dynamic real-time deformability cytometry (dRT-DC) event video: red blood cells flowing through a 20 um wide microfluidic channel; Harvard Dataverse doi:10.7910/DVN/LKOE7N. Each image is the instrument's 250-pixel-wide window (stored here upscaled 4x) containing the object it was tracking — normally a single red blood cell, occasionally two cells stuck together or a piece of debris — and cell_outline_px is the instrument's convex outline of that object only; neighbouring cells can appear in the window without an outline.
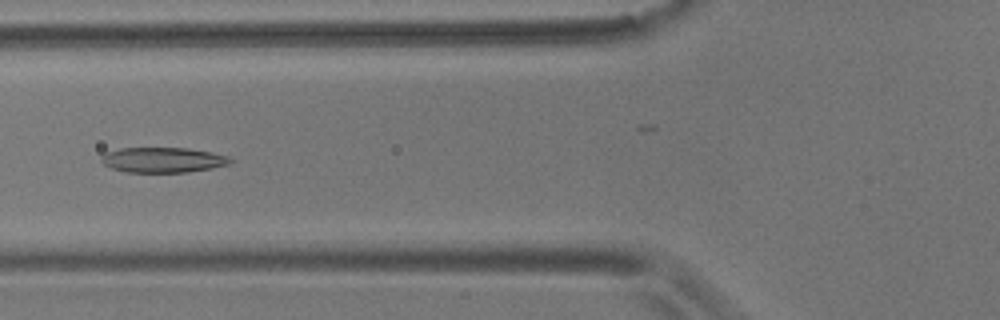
{"species": "common noctule bat (a hibernating species)", "species_latin": "Nyctalus noctula", "temperature_condition": "room temperature", "stored_images_in_passage": 56, "camera_frame_rate_fps": 3000, "um_per_image_px": 0.085, "animal": {"sex": "male", "body_mass_g": 17.9}, "frame": {"image": 1, "passage_image": 21, "time_ms": 6.667, "image_size_px": [1000, 320], "cell_outline_px": [[236, 160], [228, 164], [212, 168], [188, 172], [124, 172], [112, 168], [104, 164], [100, 160], [100, 156], [104, 152], [120, 148], [188, 148], [212, 152], [228, 156]], "centroid_in_image_um": [13.84, 13.59], "position_along_channel_um": 112.0, "area_um2": 19.13}}
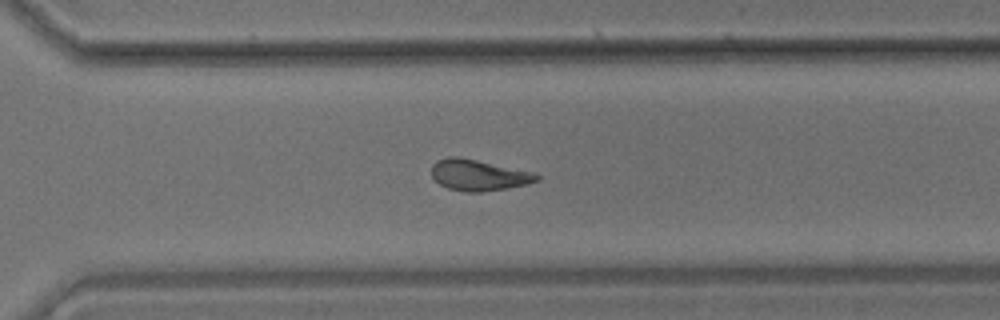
{"frame": {"image": 2, "passage_image": 39, "time_ms": 12.667, "image_size_px": [1000, 320], "cell_outline_px": [[540, 180], [528, 184], [508, 188], [480, 192], [464, 192], [448, 188], [440, 184], [432, 176], [432, 164], [436, 160], [448, 156], [460, 156], [532, 172], [540, 176]], "centroid_in_image_um": [40.66, 14.88], "position_along_channel_um": 329.9, "area_um2": 19.13}}
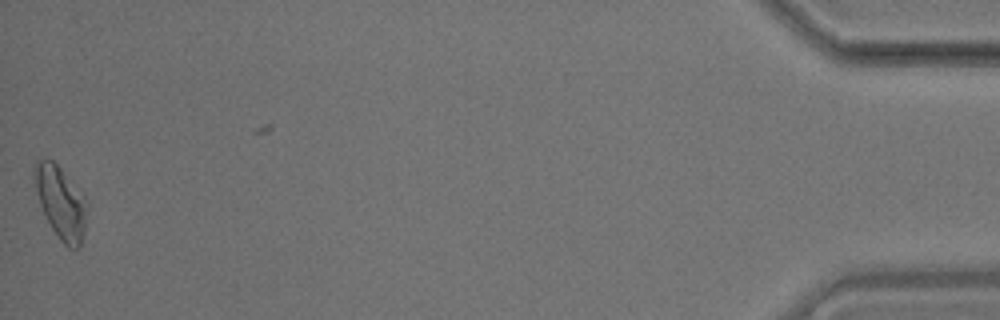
{"frame": {"image": 3, "passage_image": 55, "time_ms": 18.0, "image_size_px": [1000, 320], "cell_outline_px": [[88, 204], [84, 232], [80, 248], [68, 248], [60, 240], [52, 228], [40, 204], [36, 192], [32, 176], [32, 172], [36, 160], [52, 160], [60, 168], [84, 196]], "centroid_in_image_um": [5.16, 17.21], "position_along_channel_um": 430.0, "area_um2": 22.02}, "authors_computed_cell_mechanics": {"area_um2": 20.0277, "velocity_mm_per_s": 3.6444, "shape_relaxation_time_tau1_ms": null, "shape_relaxation_time_tau2_ms": 3.8599, "deformation_change_tau1": null, "deformation_change_tau2": 0.118}}